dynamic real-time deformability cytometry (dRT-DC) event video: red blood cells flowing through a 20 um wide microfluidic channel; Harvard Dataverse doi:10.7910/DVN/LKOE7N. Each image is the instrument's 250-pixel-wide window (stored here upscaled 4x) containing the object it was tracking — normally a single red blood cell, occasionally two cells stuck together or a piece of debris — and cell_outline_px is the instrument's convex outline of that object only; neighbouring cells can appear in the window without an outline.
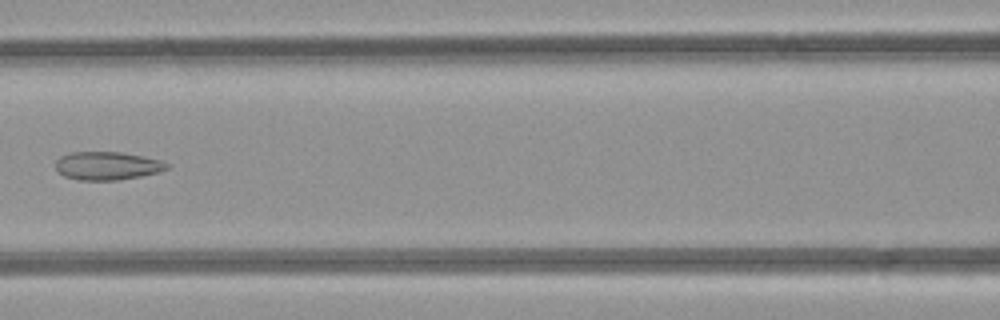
{"species": "common noctule bat (a hibernating species)", "species_latin": "Nyctalus noctula", "temperature_condition": "room temperature", "stored_images_in_passage": 5, "camera_frame_rate_fps": 3000, "um_per_image_px": 0.085, "animal": {"sex": "female", "body_mass_g": 21.9}, "frame": {"image": 1, "passage_image": 4, "time_ms": 3.333, "image_size_px": [1000, 320], "cell_outline_px": [[168, 168], [160, 172], [120, 180], [80, 180], [64, 176], [56, 168], [56, 160], [60, 156], [72, 152], [120, 152], [160, 160], [168, 164]], "centroid_in_image_um": [9.1, 14.09], "position_along_channel_um": 157.5, "area_um2": 18.15}}
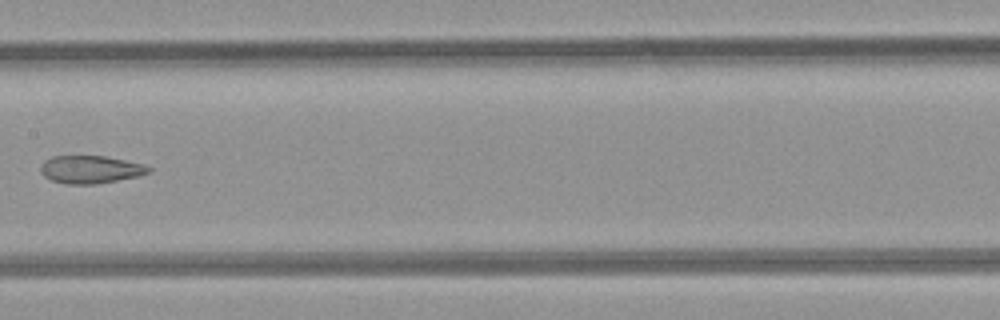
{"frame": {"image": 2, "passage_image": 5, "time_ms": 4.333, "image_size_px": [1000, 320], "cell_outline_px": [[152, 172], [140, 176], [96, 184], [64, 184], [52, 180], [44, 176], [40, 172], [40, 164], [44, 160], [52, 156], [104, 156], [144, 164], [152, 168]], "centroid_in_image_um": [7.69, 14.41], "position_along_channel_um": 199.7, "area_um2": 17.69}}